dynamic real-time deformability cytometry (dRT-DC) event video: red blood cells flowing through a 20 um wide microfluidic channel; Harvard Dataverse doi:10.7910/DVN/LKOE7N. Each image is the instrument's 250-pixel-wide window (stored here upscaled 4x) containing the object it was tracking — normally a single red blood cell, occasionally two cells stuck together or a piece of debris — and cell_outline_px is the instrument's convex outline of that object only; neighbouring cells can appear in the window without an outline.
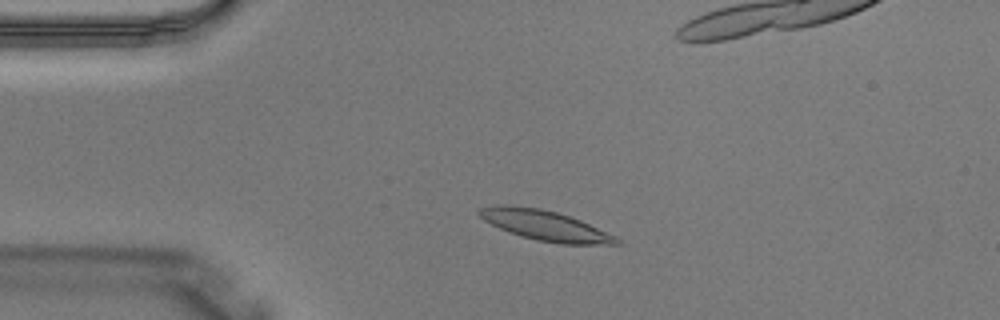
{"species": "Egyptian fruit bat (a non-hibernating species)", "species_latin": "Rousettus aegyptiacus", "temperature_condition": "warm", "stored_images_in_passage": 3, "camera_frame_rate_fps": 3000, "um_per_image_px": 0.085, "animal": {"sex": "male"}, "frame": {"image": 1, "passage_image": 1, "time_ms": 0.0, "image_size_px": [1000, 320], "cell_outline_px": [[620, 244], [560, 244], [536, 240], [520, 236], [508, 232], [484, 220], [476, 212], [480, 208], [504, 204], [508, 204], [540, 208], [556, 212], [580, 220], [616, 236], [620, 240]], "centroid_in_image_um": [46.32, 19.16], "position_along_channel_um": 38.7, "area_um2": 23.99}}